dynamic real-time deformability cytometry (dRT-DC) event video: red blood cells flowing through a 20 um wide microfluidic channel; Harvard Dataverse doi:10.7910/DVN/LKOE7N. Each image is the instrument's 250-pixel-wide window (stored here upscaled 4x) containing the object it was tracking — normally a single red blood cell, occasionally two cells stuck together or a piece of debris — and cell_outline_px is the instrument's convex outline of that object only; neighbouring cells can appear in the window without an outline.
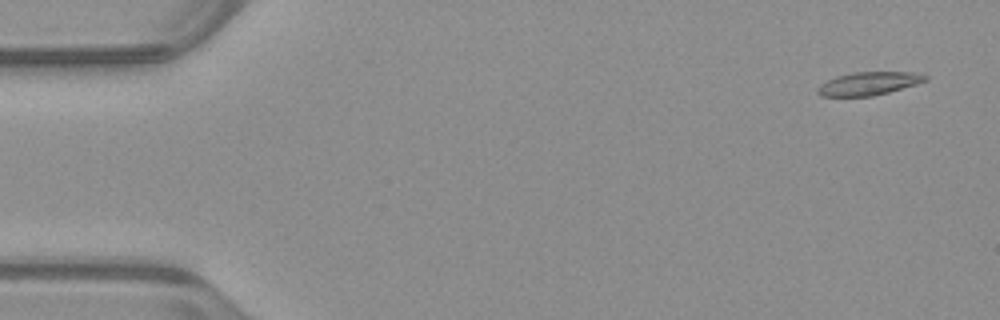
{"species": "common noctule bat (a hibernating species)", "species_latin": "Nyctalus noctula", "temperature_condition": "warm", "stored_images_in_passage": 53, "camera_frame_rate_fps": 3000, "um_per_image_px": 0.085, "animal": {"sex": "male", "body_mass_g": 23.1, "forearm_length_mm": 52.7}, "frame": {"image": 1, "passage_image": 3, "time_ms": 0.667, "image_size_px": [1000, 320], "cell_outline_px": [[928, 80], [916, 84], [888, 92], [872, 96], [820, 96], [816, 92], [816, 88], [820, 84], [836, 76], [856, 72], [912, 72], [928, 76]], "centroid_in_image_um": [73.81, 7.1], "position_along_channel_um": 11.2, "area_um2": 14.45}}
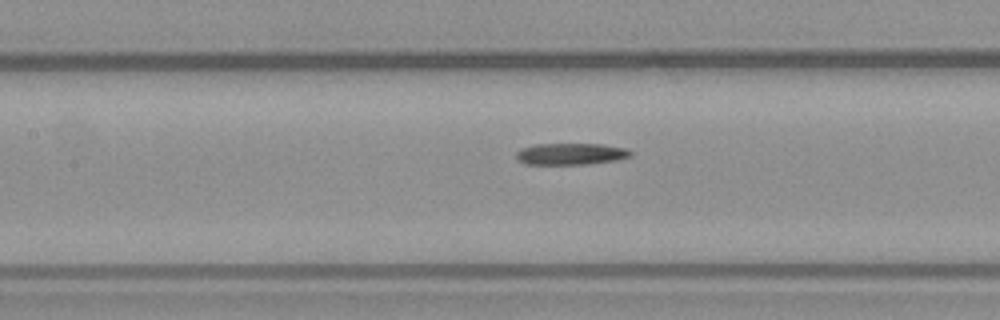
{"frame": {"image": 2, "passage_image": 24, "time_ms": 7.667, "image_size_px": [1000, 320], "cell_outline_px": [[632, 156], [616, 160], [588, 164], [524, 164], [516, 160], [516, 152], [520, 148], [536, 144], [604, 144], [628, 148], [632, 152]], "centroid_in_image_um": [48.52, 13.08], "position_along_channel_um": 158.9, "area_um2": 14.62}}
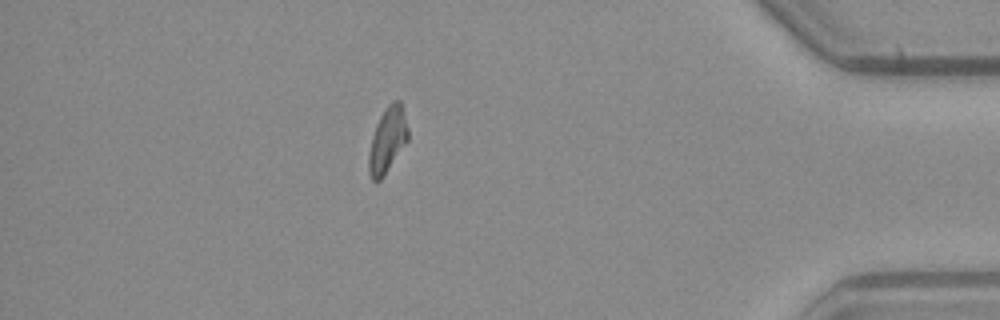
{"frame": {"image": 3, "passage_image": 46, "time_ms": 15.0, "image_size_px": [1000, 320], "cell_outline_px": [[408, 140], [380, 180], [372, 180], [368, 172], [368, 152], [372, 136], [376, 124], [380, 116], [388, 104], [392, 100], [400, 100], [408, 128]], "centroid_in_image_um": [32.92, 11.88], "position_along_channel_um": 402.3, "area_um2": 14.8}, "authors_computed_cell_mechanics": {"area_um2": 15.028, "velocity_mm_per_s": 3.9554, "shape_relaxation_time_tau1_ms": 8.9414, "shape_relaxation_time_tau2_ms": null, "deformation_change_tau1": 0.2167, "deformation_change_tau2": null}}